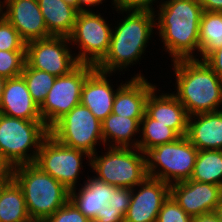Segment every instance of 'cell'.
<instances>
[{
	"label": "cell",
	"instance_id": "28",
	"mask_svg": "<svg viewBox=\"0 0 222 222\" xmlns=\"http://www.w3.org/2000/svg\"><path fill=\"white\" fill-rule=\"evenodd\" d=\"M21 76L27 85L32 99L39 107L46 100L48 91L53 87L56 76L24 65Z\"/></svg>",
	"mask_w": 222,
	"mask_h": 222
},
{
	"label": "cell",
	"instance_id": "2",
	"mask_svg": "<svg viewBox=\"0 0 222 222\" xmlns=\"http://www.w3.org/2000/svg\"><path fill=\"white\" fill-rule=\"evenodd\" d=\"M115 11L127 16L117 21V26L112 29L109 50L95 68L116 74L138 64L143 58L147 43L153 37L156 20L155 13L149 11Z\"/></svg>",
	"mask_w": 222,
	"mask_h": 222
},
{
	"label": "cell",
	"instance_id": "40",
	"mask_svg": "<svg viewBox=\"0 0 222 222\" xmlns=\"http://www.w3.org/2000/svg\"><path fill=\"white\" fill-rule=\"evenodd\" d=\"M5 7H6V1L0 0V20L5 18V9H4Z\"/></svg>",
	"mask_w": 222,
	"mask_h": 222
},
{
	"label": "cell",
	"instance_id": "29",
	"mask_svg": "<svg viewBox=\"0 0 222 222\" xmlns=\"http://www.w3.org/2000/svg\"><path fill=\"white\" fill-rule=\"evenodd\" d=\"M25 63V51L0 50V76L6 79L20 76Z\"/></svg>",
	"mask_w": 222,
	"mask_h": 222
},
{
	"label": "cell",
	"instance_id": "24",
	"mask_svg": "<svg viewBox=\"0 0 222 222\" xmlns=\"http://www.w3.org/2000/svg\"><path fill=\"white\" fill-rule=\"evenodd\" d=\"M0 222H32L22 189L13 178L0 183Z\"/></svg>",
	"mask_w": 222,
	"mask_h": 222
},
{
	"label": "cell",
	"instance_id": "6",
	"mask_svg": "<svg viewBox=\"0 0 222 222\" xmlns=\"http://www.w3.org/2000/svg\"><path fill=\"white\" fill-rule=\"evenodd\" d=\"M107 152L90 158V168L100 181L120 188L138 186L147 177L146 154L138 148L107 147Z\"/></svg>",
	"mask_w": 222,
	"mask_h": 222
},
{
	"label": "cell",
	"instance_id": "15",
	"mask_svg": "<svg viewBox=\"0 0 222 222\" xmlns=\"http://www.w3.org/2000/svg\"><path fill=\"white\" fill-rule=\"evenodd\" d=\"M170 196L191 217L215 211L222 186L186 180L170 185Z\"/></svg>",
	"mask_w": 222,
	"mask_h": 222
},
{
	"label": "cell",
	"instance_id": "14",
	"mask_svg": "<svg viewBox=\"0 0 222 222\" xmlns=\"http://www.w3.org/2000/svg\"><path fill=\"white\" fill-rule=\"evenodd\" d=\"M169 196V184L147 177L138 187L131 189V202L124 222H156L158 213Z\"/></svg>",
	"mask_w": 222,
	"mask_h": 222
},
{
	"label": "cell",
	"instance_id": "3",
	"mask_svg": "<svg viewBox=\"0 0 222 222\" xmlns=\"http://www.w3.org/2000/svg\"><path fill=\"white\" fill-rule=\"evenodd\" d=\"M175 78V97L189 117L221 110L222 80L199 58L172 61ZM177 85V86H176Z\"/></svg>",
	"mask_w": 222,
	"mask_h": 222
},
{
	"label": "cell",
	"instance_id": "32",
	"mask_svg": "<svg viewBox=\"0 0 222 222\" xmlns=\"http://www.w3.org/2000/svg\"><path fill=\"white\" fill-rule=\"evenodd\" d=\"M43 222H92L69 199L53 215Z\"/></svg>",
	"mask_w": 222,
	"mask_h": 222
},
{
	"label": "cell",
	"instance_id": "17",
	"mask_svg": "<svg viewBox=\"0 0 222 222\" xmlns=\"http://www.w3.org/2000/svg\"><path fill=\"white\" fill-rule=\"evenodd\" d=\"M155 86L145 103V113L152 119L173 129L180 137L186 136L189 115L174 93L156 94Z\"/></svg>",
	"mask_w": 222,
	"mask_h": 222
},
{
	"label": "cell",
	"instance_id": "11",
	"mask_svg": "<svg viewBox=\"0 0 222 222\" xmlns=\"http://www.w3.org/2000/svg\"><path fill=\"white\" fill-rule=\"evenodd\" d=\"M84 157L88 158V166L90 167L91 156L88 153L68 147L48 134L40 145L34 164L68 190H72L78 185Z\"/></svg>",
	"mask_w": 222,
	"mask_h": 222
},
{
	"label": "cell",
	"instance_id": "7",
	"mask_svg": "<svg viewBox=\"0 0 222 222\" xmlns=\"http://www.w3.org/2000/svg\"><path fill=\"white\" fill-rule=\"evenodd\" d=\"M48 134L43 120H24L0 113V153L13 167L34 163Z\"/></svg>",
	"mask_w": 222,
	"mask_h": 222
},
{
	"label": "cell",
	"instance_id": "25",
	"mask_svg": "<svg viewBox=\"0 0 222 222\" xmlns=\"http://www.w3.org/2000/svg\"><path fill=\"white\" fill-rule=\"evenodd\" d=\"M222 47V12L203 11L199 26V57L205 60Z\"/></svg>",
	"mask_w": 222,
	"mask_h": 222
},
{
	"label": "cell",
	"instance_id": "39",
	"mask_svg": "<svg viewBox=\"0 0 222 222\" xmlns=\"http://www.w3.org/2000/svg\"><path fill=\"white\" fill-rule=\"evenodd\" d=\"M214 212L216 213L219 220L222 222V196Z\"/></svg>",
	"mask_w": 222,
	"mask_h": 222
},
{
	"label": "cell",
	"instance_id": "37",
	"mask_svg": "<svg viewBox=\"0 0 222 222\" xmlns=\"http://www.w3.org/2000/svg\"><path fill=\"white\" fill-rule=\"evenodd\" d=\"M191 222H221L216 213L209 212L202 215L193 216Z\"/></svg>",
	"mask_w": 222,
	"mask_h": 222
},
{
	"label": "cell",
	"instance_id": "34",
	"mask_svg": "<svg viewBox=\"0 0 222 222\" xmlns=\"http://www.w3.org/2000/svg\"><path fill=\"white\" fill-rule=\"evenodd\" d=\"M204 61L222 80V47L213 51Z\"/></svg>",
	"mask_w": 222,
	"mask_h": 222
},
{
	"label": "cell",
	"instance_id": "35",
	"mask_svg": "<svg viewBox=\"0 0 222 222\" xmlns=\"http://www.w3.org/2000/svg\"><path fill=\"white\" fill-rule=\"evenodd\" d=\"M13 166L0 153V183H5L13 178Z\"/></svg>",
	"mask_w": 222,
	"mask_h": 222
},
{
	"label": "cell",
	"instance_id": "13",
	"mask_svg": "<svg viewBox=\"0 0 222 222\" xmlns=\"http://www.w3.org/2000/svg\"><path fill=\"white\" fill-rule=\"evenodd\" d=\"M70 48L68 37L50 36L27 42L25 64L56 77L65 76L80 64Z\"/></svg>",
	"mask_w": 222,
	"mask_h": 222
},
{
	"label": "cell",
	"instance_id": "20",
	"mask_svg": "<svg viewBox=\"0 0 222 222\" xmlns=\"http://www.w3.org/2000/svg\"><path fill=\"white\" fill-rule=\"evenodd\" d=\"M112 73L95 69L85 80L81 93V104L86 106L91 113L101 122L112 113L113 102L117 89L110 79ZM112 84V85H111Z\"/></svg>",
	"mask_w": 222,
	"mask_h": 222
},
{
	"label": "cell",
	"instance_id": "33",
	"mask_svg": "<svg viewBox=\"0 0 222 222\" xmlns=\"http://www.w3.org/2000/svg\"><path fill=\"white\" fill-rule=\"evenodd\" d=\"M157 0H112L113 8L121 11H149L155 13L152 6ZM162 1V2H161ZM164 0H160L158 7Z\"/></svg>",
	"mask_w": 222,
	"mask_h": 222
},
{
	"label": "cell",
	"instance_id": "4",
	"mask_svg": "<svg viewBox=\"0 0 222 222\" xmlns=\"http://www.w3.org/2000/svg\"><path fill=\"white\" fill-rule=\"evenodd\" d=\"M32 222H43L70 199V190L34 163L13 168Z\"/></svg>",
	"mask_w": 222,
	"mask_h": 222
},
{
	"label": "cell",
	"instance_id": "1",
	"mask_svg": "<svg viewBox=\"0 0 222 222\" xmlns=\"http://www.w3.org/2000/svg\"><path fill=\"white\" fill-rule=\"evenodd\" d=\"M158 8L155 26L171 61L198 57L195 52H199V26L203 13L199 0H165Z\"/></svg>",
	"mask_w": 222,
	"mask_h": 222
},
{
	"label": "cell",
	"instance_id": "23",
	"mask_svg": "<svg viewBox=\"0 0 222 222\" xmlns=\"http://www.w3.org/2000/svg\"><path fill=\"white\" fill-rule=\"evenodd\" d=\"M50 36L69 37L79 11L63 0H38Z\"/></svg>",
	"mask_w": 222,
	"mask_h": 222
},
{
	"label": "cell",
	"instance_id": "38",
	"mask_svg": "<svg viewBox=\"0 0 222 222\" xmlns=\"http://www.w3.org/2000/svg\"><path fill=\"white\" fill-rule=\"evenodd\" d=\"M105 0H79V12L91 11L92 9H88V6L95 7L102 4ZM87 8H86V7Z\"/></svg>",
	"mask_w": 222,
	"mask_h": 222
},
{
	"label": "cell",
	"instance_id": "42",
	"mask_svg": "<svg viewBox=\"0 0 222 222\" xmlns=\"http://www.w3.org/2000/svg\"><path fill=\"white\" fill-rule=\"evenodd\" d=\"M6 78L0 76V101L2 98V93H3V88H4V84H5Z\"/></svg>",
	"mask_w": 222,
	"mask_h": 222
},
{
	"label": "cell",
	"instance_id": "8",
	"mask_svg": "<svg viewBox=\"0 0 222 222\" xmlns=\"http://www.w3.org/2000/svg\"><path fill=\"white\" fill-rule=\"evenodd\" d=\"M198 149L186 136L153 147L146 153L148 177L171 185L189 180L194 169Z\"/></svg>",
	"mask_w": 222,
	"mask_h": 222
},
{
	"label": "cell",
	"instance_id": "31",
	"mask_svg": "<svg viewBox=\"0 0 222 222\" xmlns=\"http://www.w3.org/2000/svg\"><path fill=\"white\" fill-rule=\"evenodd\" d=\"M192 217L188 215L177 202L169 196L163 203L156 222H191Z\"/></svg>",
	"mask_w": 222,
	"mask_h": 222
},
{
	"label": "cell",
	"instance_id": "19",
	"mask_svg": "<svg viewBox=\"0 0 222 222\" xmlns=\"http://www.w3.org/2000/svg\"><path fill=\"white\" fill-rule=\"evenodd\" d=\"M139 72L117 88L112 113L130 117L143 118L145 103L150 91L155 87Z\"/></svg>",
	"mask_w": 222,
	"mask_h": 222
},
{
	"label": "cell",
	"instance_id": "18",
	"mask_svg": "<svg viewBox=\"0 0 222 222\" xmlns=\"http://www.w3.org/2000/svg\"><path fill=\"white\" fill-rule=\"evenodd\" d=\"M0 113L24 120H42L39 105L32 99L24 78L20 75L5 81Z\"/></svg>",
	"mask_w": 222,
	"mask_h": 222
},
{
	"label": "cell",
	"instance_id": "10",
	"mask_svg": "<svg viewBox=\"0 0 222 222\" xmlns=\"http://www.w3.org/2000/svg\"><path fill=\"white\" fill-rule=\"evenodd\" d=\"M112 24L99 13L93 11L79 12L71 35L70 45H78L74 53L81 64L97 65L107 54L112 35Z\"/></svg>",
	"mask_w": 222,
	"mask_h": 222
},
{
	"label": "cell",
	"instance_id": "41",
	"mask_svg": "<svg viewBox=\"0 0 222 222\" xmlns=\"http://www.w3.org/2000/svg\"><path fill=\"white\" fill-rule=\"evenodd\" d=\"M63 1L79 11V0H63Z\"/></svg>",
	"mask_w": 222,
	"mask_h": 222
},
{
	"label": "cell",
	"instance_id": "30",
	"mask_svg": "<svg viewBox=\"0 0 222 222\" xmlns=\"http://www.w3.org/2000/svg\"><path fill=\"white\" fill-rule=\"evenodd\" d=\"M0 50L25 51L26 42L18 31L4 18L0 20Z\"/></svg>",
	"mask_w": 222,
	"mask_h": 222
},
{
	"label": "cell",
	"instance_id": "21",
	"mask_svg": "<svg viewBox=\"0 0 222 222\" xmlns=\"http://www.w3.org/2000/svg\"><path fill=\"white\" fill-rule=\"evenodd\" d=\"M186 137L198 150H222V110L190 116Z\"/></svg>",
	"mask_w": 222,
	"mask_h": 222
},
{
	"label": "cell",
	"instance_id": "16",
	"mask_svg": "<svg viewBox=\"0 0 222 222\" xmlns=\"http://www.w3.org/2000/svg\"><path fill=\"white\" fill-rule=\"evenodd\" d=\"M5 1V18L26 43L50 37L38 0Z\"/></svg>",
	"mask_w": 222,
	"mask_h": 222
},
{
	"label": "cell",
	"instance_id": "9",
	"mask_svg": "<svg viewBox=\"0 0 222 222\" xmlns=\"http://www.w3.org/2000/svg\"><path fill=\"white\" fill-rule=\"evenodd\" d=\"M49 134L58 142L90 156L97 152V143L104 146L101 121L81 103L61 117L49 129Z\"/></svg>",
	"mask_w": 222,
	"mask_h": 222
},
{
	"label": "cell",
	"instance_id": "26",
	"mask_svg": "<svg viewBox=\"0 0 222 222\" xmlns=\"http://www.w3.org/2000/svg\"><path fill=\"white\" fill-rule=\"evenodd\" d=\"M190 180L222 186V150H198Z\"/></svg>",
	"mask_w": 222,
	"mask_h": 222
},
{
	"label": "cell",
	"instance_id": "22",
	"mask_svg": "<svg viewBox=\"0 0 222 222\" xmlns=\"http://www.w3.org/2000/svg\"><path fill=\"white\" fill-rule=\"evenodd\" d=\"M141 119L124 117L114 113L108 115L101 122L105 151L106 146L137 148L139 138L136 139V135L140 134Z\"/></svg>",
	"mask_w": 222,
	"mask_h": 222
},
{
	"label": "cell",
	"instance_id": "5",
	"mask_svg": "<svg viewBox=\"0 0 222 222\" xmlns=\"http://www.w3.org/2000/svg\"><path fill=\"white\" fill-rule=\"evenodd\" d=\"M89 177L81 188L70 190V200L92 222H124L131 202V189Z\"/></svg>",
	"mask_w": 222,
	"mask_h": 222
},
{
	"label": "cell",
	"instance_id": "36",
	"mask_svg": "<svg viewBox=\"0 0 222 222\" xmlns=\"http://www.w3.org/2000/svg\"><path fill=\"white\" fill-rule=\"evenodd\" d=\"M203 11L222 12V0H199Z\"/></svg>",
	"mask_w": 222,
	"mask_h": 222
},
{
	"label": "cell",
	"instance_id": "12",
	"mask_svg": "<svg viewBox=\"0 0 222 222\" xmlns=\"http://www.w3.org/2000/svg\"><path fill=\"white\" fill-rule=\"evenodd\" d=\"M95 69V65L80 63L69 74L56 77L46 100L40 106L42 120L48 129L80 104L84 82Z\"/></svg>",
	"mask_w": 222,
	"mask_h": 222
},
{
	"label": "cell",
	"instance_id": "27",
	"mask_svg": "<svg viewBox=\"0 0 222 222\" xmlns=\"http://www.w3.org/2000/svg\"><path fill=\"white\" fill-rule=\"evenodd\" d=\"M140 132L142 136H139L141 139L138 140L137 148L145 154L155 146L171 143L180 138L173 129L158 123L146 113H144L140 122Z\"/></svg>",
	"mask_w": 222,
	"mask_h": 222
}]
</instances>
